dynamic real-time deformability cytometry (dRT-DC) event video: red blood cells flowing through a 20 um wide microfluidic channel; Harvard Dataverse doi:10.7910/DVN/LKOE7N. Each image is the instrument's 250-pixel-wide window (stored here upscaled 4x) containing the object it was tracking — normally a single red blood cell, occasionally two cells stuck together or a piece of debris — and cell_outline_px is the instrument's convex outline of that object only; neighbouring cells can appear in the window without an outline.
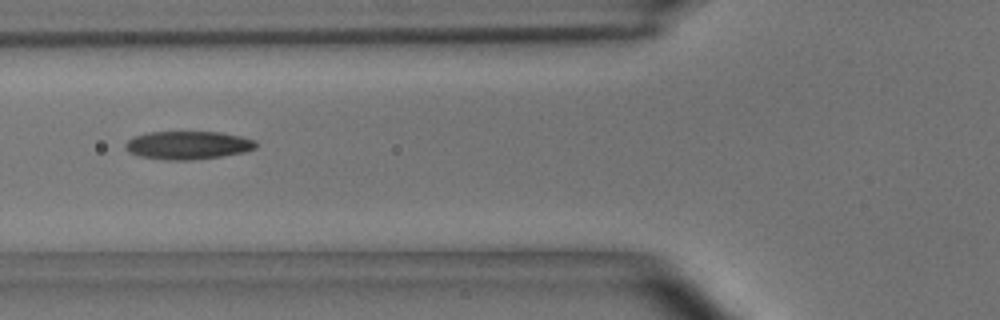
{"species": "common noctule bat (a hibernating species)", "species_latin": "Nyctalus noctula", "temperature_condition": "room temperature", "stored_images_in_passage": 4, "camera_frame_rate_fps": 3000, "um_per_image_px": 0.085, "animal": {"sex": "male", "body_mass_g": 15.6}, "frame": {"image": 1, "passage_image": 2, "time_ms": 0.333, "image_size_px": [1000, 320], "cell_outline_px": [[256, 148], [244, 152], [220, 156], [188, 160], [164, 160], [140, 156], [128, 152], [124, 148], [124, 144], [132, 136], [148, 132], [220, 132], [240, 136], [256, 140]], "centroid_in_image_um": [15.93, 12.34], "position_along_channel_um": 109.9, "area_um2": 21.5}}